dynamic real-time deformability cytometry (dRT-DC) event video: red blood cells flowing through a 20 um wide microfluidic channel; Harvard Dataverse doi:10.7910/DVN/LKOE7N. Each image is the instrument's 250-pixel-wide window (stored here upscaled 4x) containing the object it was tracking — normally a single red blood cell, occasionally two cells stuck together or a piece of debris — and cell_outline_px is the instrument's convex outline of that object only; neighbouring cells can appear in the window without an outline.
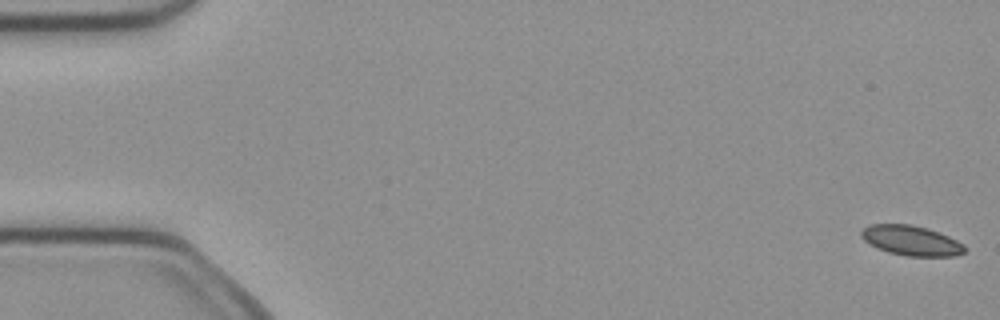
{"species": "common noctule bat (a hibernating species)", "species_latin": "Nyctalus noctula", "temperature_condition": "cold", "stored_images_in_passage": 51, "camera_frame_rate_fps": 3000, "um_per_image_px": 0.085, "animal": {"sex": "female", "body_mass_g": 21.9}, "frame": {"image": 1, "passage_image": 1, "time_ms": 0.0, "image_size_px": [1000, 320], "cell_outline_px": [[968, 248], [964, 252], [956, 256], [908, 256], [888, 252], [876, 248], [864, 240], [860, 236], [860, 232], [868, 224], [912, 224], [928, 228], [948, 236], [964, 244]], "centroid_in_image_um": [77.46, 20.44], "position_along_channel_um": 7.5, "area_um2": 18.21}}
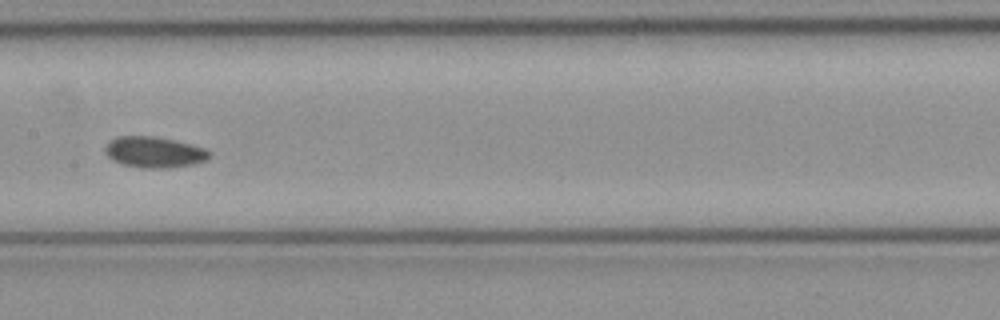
{"frame": {"image": 2, "passage_image": 26, "time_ms": 8.333, "image_size_px": [1000, 320], "cell_outline_px": [[212, 156], [208, 160], [192, 164], [168, 168], [140, 168], [120, 164], [112, 160], [104, 152], [104, 148], [108, 140], [116, 136], [152, 136], [172, 140], [204, 148], [212, 152]], "centroid_in_image_um": [13.07, 12.94], "position_along_channel_um": 194.3, "area_um2": 19.02}}
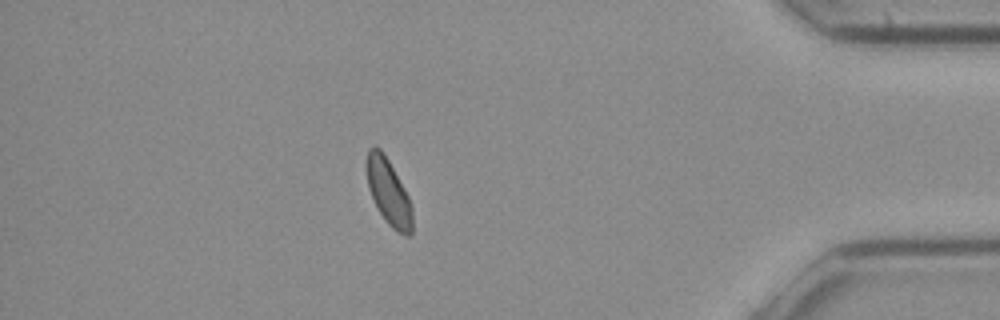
{"frame": {"image": 3, "passage_image": 45, "time_ms": 14.667, "image_size_px": [1000, 320], "cell_outline_px": [[412, 236], [404, 236], [396, 232], [388, 224], [380, 212], [368, 188], [364, 164], [368, 148], [380, 148], [388, 160], [404, 188], [408, 196], [412, 208]], "centroid_in_image_um": [33.01, 16.34], "position_along_channel_um": 402.2, "area_um2": 17.63}, "authors_computed_cell_mechanics": {"area_um2": 18.0914, "velocity_mm_per_s": 3.9961, "shape_relaxation_time_tau1_ms": null, "shape_relaxation_time_tau2_ms": 6.5419, "deformation_change_tau1": null, "deformation_change_tau2": 0.0914}}